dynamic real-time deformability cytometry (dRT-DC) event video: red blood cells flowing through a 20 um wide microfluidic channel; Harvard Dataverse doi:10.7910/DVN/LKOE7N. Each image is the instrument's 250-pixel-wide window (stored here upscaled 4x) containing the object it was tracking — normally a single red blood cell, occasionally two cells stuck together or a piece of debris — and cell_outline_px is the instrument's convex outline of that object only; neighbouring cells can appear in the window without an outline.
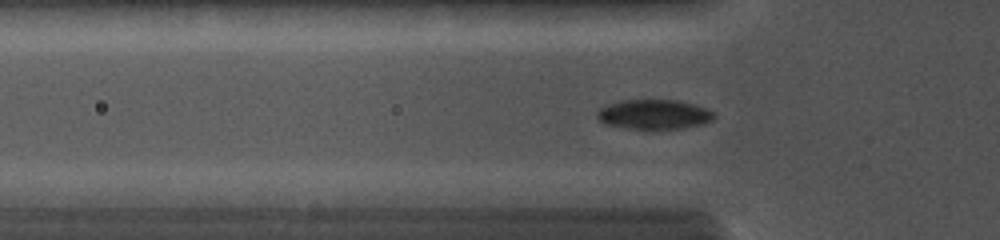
{"species": "common noctule bat (a hibernating species)", "species_latin": "Nyctalus noctula", "temperature_condition": "cold", "stored_images_in_passage": 34, "camera_frame_rate_fps": 5000, "um_per_image_px": 0.085, "animal": {"sex": "female", "body_mass_g": 19.0, "forearm_length_mm": 56.7}, "frame": {"image": 1, "passage_image": 11, "time_ms": 4.2, "image_size_px": [1000, 240], "cell_outline_px": [[716, 116], [712, 120], [704, 124], [684, 128], [628, 128], [604, 124], [596, 116], [596, 112], [600, 108], [608, 104], [620, 100], [676, 100], [696, 104], [712, 112]], "centroid_in_image_um": [55.58, 9.71], "position_along_channel_um": 70.2, "area_um2": 20.11}}
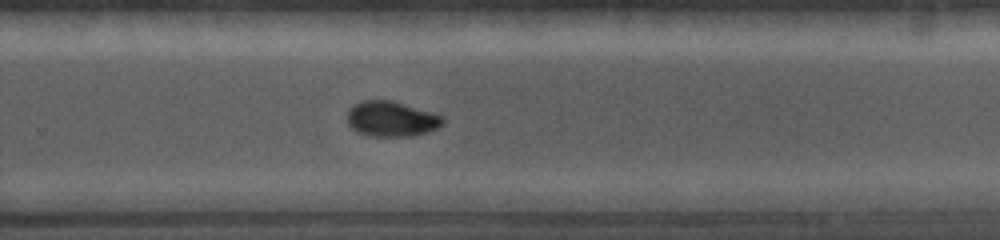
{"frame": {"image": 2, "passage_image": 23, "time_ms": 9.4, "image_size_px": [1000, 240], "cell_outline_px": [[444, 124], [428, 132], [412, 136], [368, 136], [356, 132], [348, 124], [348, 108], [352, 104], [360, 100], [392, 100], [444, 116]], "centroid_in_image_um": [33.25, 10.1], "position_along_channel_um": 296.6, "area_um2": 19.88}}
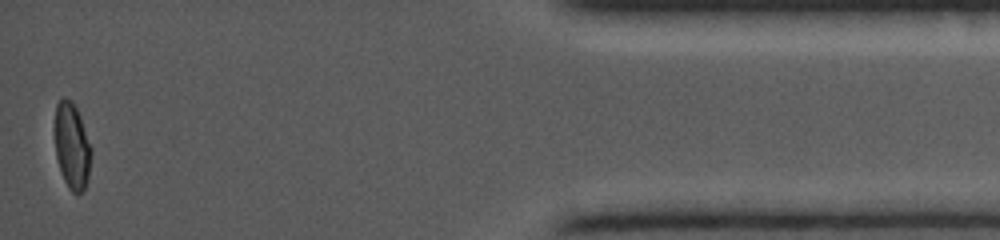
{"frame": {"image": 3, "passage_image": 34, "time_ms": 13.8, "image_size_px": [1000, 240], "cell_outline_px": [[92, 152], [88, 180], [84, 188], [76, 196], [68, 188], [60, 172], [56, 156], [52, 132], [56, 104], [64, 96], [72, 100], [80, 116], [92, 148]], "centroid_in_image_um": [6.08, 12.39], "position_along_channel_um": 429.1, "area_um2": 19.07}}